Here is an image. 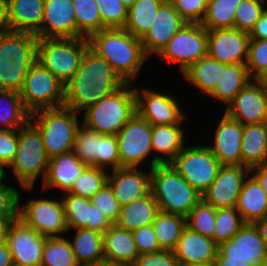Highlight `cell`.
<instances>
[{
	"instance_id": "6da1fadb",
	"label": "cell",
	"mask_w": 267,
	"mask_h": 266,
	"mask_svg": "<svg viewBox=\"0 0 267 266\" xmlns=\"http://www.w3.org/2000/svg\"><path fill=\"white\" fill-rule=\"evenodd\" d=\"M124 84L111 65L88 48L76 73L64 85V106L75 112L85 110Z\"/></svg>"
},
{
	"instance_id": "7a4b0ae2",
	"label": "cell",
	"mask_w": 267,
	"mask_h": 266,
	"mask_svg": "<svg viewBox=\"0 0 267 266\" xmlns=\"http://www.w3.org/2000/svg\"><path fill=\"white\" fill-rule=\"evenodd\" d=\"M89 48L105 59L125 83H131L147 56L141 40L123 28H107L91 34Z\"/></svg>"
},
{
	"instance_id": "3957f363",
	"label": "cell",
	"mask_w": 267,
	"mask_h": 266,
	"mask_svg": "<svg viewBox=\"0 0 267 266\" xmlns=\"http://www.w3.org/2000/svg\"><path fill=\"white\" fill-rule=\"evenodd\" d=\"M38 37L22 32L0 34V89L20 93L30 68L37 62Z\"/></svg>"
},
{
	"instance_id": "277c9868",
	"label": "cell",
	"mask_w": 267,
	"mask_h": 266,
	"mask_svg": "<svg viewBox=\"0 0 267 266\" xmlns=\"http://www.w3.org/2000/svg\"><path fill=\"white\" fill-rule=\"evenodd\" d=\"M151 192L159 211L184 217L203 199L170 163L151 169Z\"/></svg>"
},
{
	"instance_id": "5b68a950",
	"label": "cell",
	"mask_w": 267,
	"mask_h": 266,
	"mask_svg": "<svg viewBox=\"0 0 267 266\" xmlns=\"http://www.w3.org/2000/svg\"><path fill=\"white\" fill-rule=\"evenodd\" d=\"M85 110L82 123L85 127L100 134L117 135L137 113L134 88H130V83H125Z\"/></svg>"
},
{
	"instance_id": "8992f818",
	"label": "cell",
	"mask_w": 267,
	"mask_h": 266,
	"mask_svg": "<svg viewBox=\"0 0 267 266\" xmlns=\"http://www.w3.org/2000/svg\"><path fill=\"white\" fill-rule=\"evenodd\" d=\"M88 48L86 37L38 38L37 61L65 85L76 73Z\"/></svg>"
},
{
	"instance_id": "52a82bcc",
	"label": "cell",
	"mask_w": 267,
	"mask_h": 266,
	"mask_svg": "<svg viewBox=\"0 0 267 266\" xmlns=\"http://www.w3.org/2000/svg\"><path fill=\"white\" fill-rule=\"evenodd\" d=\"M32 123L30 120L18 129L16 155L9 165L21 187L28 190L33 188L40 174L45 178L49 162L41 134Z\"/></svg>"
},
{
	"instance_id": "ba28073f",
	"label": "cell",
	"mask_w": 267,
	"mask_h": 266,
	"mask_svg": "<svg viewBox=\"0 0 267 266\" xmlns=\"http://www.w3.org/2000/svg\"><path fill=\"white\" fill-rule=\"evenodd\" d=\"M40 112L42 113L40 114ZM37 115L40 117L36 118ZM34 118H36V125H33L41 134L49 158L73 150L77 129L79 128L77 112L62 106L39 110L31 114L30 120Z\"/></svg>"
},
{
	"instance_id": "9c48e42d",
	"label": "cell",
	"mask_w": 267,
	"mask_h": 266,
	"mask_svg": "<svg viewBox=\"0 0 267 266\" xmlns=\"http://www.w3.org/2000/svg\"><path fill=\"white\" fill-rule=\"evenodd\" d=\"M20 95L30 114L64 106V84L38 61L28 71Z\"/></svg>"
},
{
	"instance_id": "30bf717a",
	"label": "cell",
	"mask_w": 267,
	"mask_h": 266,
	"mask_svg": "<svg viewBox=\"0 0 267 266\" xmlns=\"http://www.w3.org/2000/svg\"><path fill=\"white\" fill-rule=\"evenodd\" d=\"M170 164L201 195L208 190L222 166L207 146L198 145L185 147Z\"/></svg>"
},
{
	"instance_id": "8fae6325",
	"label": "cell",
	"mask_w": 267,
	"mask_h": 266,
	"mask_svg": "<svg viewBox=\"0 0 267 266\" xmlns=\"http://www.w3.org/2000/svg\"><path fill=\"white\" fill-rule=\"evenodd\" d=\"M267 247L255 223H245L229 241L218 246L215 262L264 266Z\"/></svg>"
},
{
	"instance_id": "7c38bea8",
	"label": "cell",
	"mask_w": 267,
	"mask_h": 266,
	"mask_svg": "<svg viewBox=\"0 0 267 266\" xmlns=\"http://www.w3.org/2000/svg\"><path fill=\"white\" fill-rule=\"evenodd\" d=\"M208 30L200 23H186L167 43L159 56L178 62L182 73L207 56Z\"/></svg>"
},
{
	"instance_id": "4fadbf2b",
	"label": "cell",
	"mask_w": 267,
	"mask_h": 266,
	"mask_svg": "<svg viewBox=\"0 0 267 266\" xmlns=\"http://www.w3.org/2000/svg\"><path fill=\"white\" fill-rule=\"evenodd\" d=\"M120 167L136 168L152 152V125L136 113L117 133Z\"/></svg>"
},
{
	"instance_id": "5bb4252c",
	"label": "cell",
	"mask_w": 267,
	"mask_h": 266,
	"mask_svg": "<svg viewBox=\"0 0 267 266\" xmlns=\"http://www.w3.org/2000/svg\"><path fill=\"white\" fill-rule=\"evenodd\" d=\"M19 219L47 238L68 231L63 202L59 200L31 199L19 207Z\"/></svg>"
},
{
	"instance_id": "9a60e30c",
	"label": "cell",
	"mask_w": 267,
	"mask_h": 266,
	"mask_svg": "<svg viewBox=\"0 0 267 266\" xmlns=\"http://www.w3.org/2000/svg\"><path fill=\"white\" fill-rule=\"evenodd\" d=\"M47 237L27 226L21 219L12 221L7 230L14 266H41L43 247Z\"/></svg>"
},
{
	"instance_id": "2e32d148",
	"label": "cell",
	"mask_w": 267,
	"mask_h": 266,
	"mask_svg": "<svg viewBox=\"0 0 267 266\" xmlns=\"http://www.w3.org/2000/svg\"><path fill=\"white\" fill-rule=\"evenodd\" d=\"M250 168L240 165H222L217 177L202 195L203 200L216 209L236 207L239 194Z\"/></svg>"
},
{
	"instance_id": "e0dca14e",
	"label": "cell",
	"mask_w": 267,
	"mask_h": 266,
	"mask_svg": "<svg viewBox=\"0 0 267 266\" xmlns=\"http://www.w3.org/2000/svg\"><path fill=\"white\" fill-rule=\"evenodd\" d=\"M187 22L180 16L170 0H165L159 7L149 30L140 39L147 57L153 53L158 55L166 47L171 38Z\"/></svg>"
},
{
	"instance_id": "ac0fdd59",
	"label": "cell",
	"mask_w": 267,
	"mask_h": 266,
	"mask_svg": "<svg viewBox=\"0 0 267 266\" xmlns=\"http://www.w3.org/2000/svg\"><path fill=\"white\" fill-rule=\"evenodd\" d=\"M249 41V33L237 28L208 30L207 55L223 64L246 63Z\"/></svg>"
},
{
	"instance_id": "d6986e66",
	"label": "cell",
	"mask_w": 267,
	"mask_h": 266,
	"mask_svg": "<svg viewBox=\"0 0 267 266\" xmlns=\"http://www.w3.org/2000/svg\"><path fill=\"white\" fill-rule=\"evenodd\" d=\"M251 81L228 104L225 113L242 125L267 122V91L258 80Z\"/></svg>"
},
{
	"instance_id": "ffe728a7",
	"label": "cell",
	"mask_w": 267,
	"mask_h": 266,
	"mask_svg": "<svg viewBox=\"0 0 267 266\" xmlns=\"http://www.w3.org/2000/svg\"><path fill=\"white\" fill-rule=\"evenodd\" d=\"M136 95V111L151 125L179 124L184 115L180 111L176 99L170 95L144 90L143 95L134 88Z\"/></svg>"
},
{
	"instance_id": "44dd1931",
	"label": "cell",
	"mask_w": 267,
	"mask_h": 266,
	"mask_svg": "<svg viewBox=\"0 0 267 266\" xmlns=\"http://www.w3.org/2000/svg\"><path fill=\"white\" fill-rule=\"evenodd\" d=\"M62 202L68 230L86 228L104 234L113 225L89 199L67 193Z\"/></svg>"
},
{
	"instance_id": "7402d4cb",
	"label": "cell",
	"mask_w": 267,
	"mask_h": 266,
	"mask_svg": "<svg viewBox=\"0 0 267 266\" xmlns=\"http://www.w3.org/2000/svg\"><path fill=\"white\" fill-rule=\"evenodd\" d=\"M243 125L224 113L216 128L214 145L207 146L222 165L242 166Z\"/></svg>"
},
{
	"instance_id": "603a6c76",
	"label": "cell",
	"mask_w": 267,
	"mask_h": 266,
	"mask_svg": "<svg viewBox=\"0 0 267 266\" xmlns=\"http://www.w3.org/2000/svg\"><path fill=\"white\" fill-rule=\"evenodd\" d=\"M146 174L136 168L120 167L113 169L112 175H108L107 184L121 206L146 196L151 191V169Z\"/></svg>"
},
{
	"instance_id": "cb8c5ba5",
	"label": "cell",
	"mask_w": 267,
	"mask_h": 266,
	"mask_svg": "<svg viewBox=\"0 0 267 266\" xmlns=\"http://www.w3.org/2000/svg\"><path fill=\"white\" fill-rule=\"evenodd\" d=\"M41 38H77L73 0H45Z\"/></svg>"
},
{
	"instance_id": "d4e9b609",
	"label": "cell",
	"mask_w": 267,
	"mask_h": 266,
	"mask_svg": "<svg viewBox=\"0 0 267 266\" xmlns=\"http://www.w3.org/2000/svg\"><path fill=\"white\" fill-rule=\"evenodd\" d=\"M218 245L212 238L185 227L173 253L181 264L215 263Z\"/></svg>"
},
{
	"instance_id": "484cf974",
	"label": "cell",
	"mask_w": 267,
	"mask_h": 266,
	"mask_svg": "<svg viewBox=\"0 0 267 266\" xmlns=\"http://www.w3.org/2000/svg\"><path fill=\"white\" fill-rule=\"evenodd\" d=\"M45 0H7L10 31L41 38Z\"/></svg>"
},
{
	"instance_id": "4316f807",
	"label": "cell",
	"mask_w": 267,
	"mask_h": 266,
	"mask_svg": "<svg viewBox=\"0 0 267 266\" xmlns=\"http://www.w3.org/2000/svg\"><path fill=\"white\" fill-rule=\"evenodd\" d=\"M86 167L73 151L51 157L43 186L68 192Z\"/></svg>"
},
{
	"instance_id": "83f0119b",
	"label": "cell",
	"mask_w": 267,
	"mask_h": 266,
	"mask_svg": "<svg viewBox=\"0 0 267 266\" xmlns=\"http://www.w3.org/2000/svg\"><path fill=\"white\" fill-rule=\"evenodd\" d=\"M104 259L134 264L140 256L132 231L118 227L115 223L103 234Z\"/></svg>"
},
{
	"instance_id": "f1b7e54d",
	"label": "cell",
	"mask_w": 267,
	"mask_h": 266,
	"mask_svg": "<svg viewBox=\"0 0 267 266\" xmlns=\"http://www.w3.org/2000/svg\"><path fill=\"white\" fill-rule=\"evenodd\" d=\"M236 209L245 223H255L267 216V194L253 175L245 179Z\"/></svg>"
},
{
	"instance_id": "f546056e",
	"label": "cell",
	"mask_w": 267,
	"mask_h": 266,
	"mask_svg": "<svg viewBox=\"0 0 267 266\" xmlns=\"http://www.w3.org/2000/svg\"><path fill=\"white\" fill-rule=\"evenodd\" d=\"M180 124L181 122L172 125H152V150L168 157L155 156L150 162V169L160 163H170L184 149V136Z\"/></svg>"
},
{
	"instance_id": "4dcf8cb0",
	"label": "cell",
	"mask_w": 267,
	"mask_h": 266,
	"mask_svg": "<svg viewBox=\"0 0 267 266\" xmlns=\"http://www.w3.org/2000/svg\"><path fill=\"white\" fill-rule=\"evenodd\" d=\"M158 212V204L150 191L146 196L121 206L120 215L115 224L120 228L133 231L151 225Z\"/></svg>"
},
{
	"instance_id": "1f68e13d",
	"label": "cell",
	"mask_w": 267,
	"mask_h": 266,
	"mask_svg": "<svg viewBox=\"0 0 267 266\" xmlns=\"http://www.w3.org/2000/svg\"><path fill=\"white\" fill-rule=\"evenodd\" d=\"M241 153L242 166L267 163V122L243 125Z\"/></svg>"
},
{
	"instance_id": "d6a6232c",
	"label": "cell",
	"mask_w": 267,
	"mask_h": 266,
	"mask_svg": "<svg viewBox=\"0 0 267 266\" xmlns=\"http://www.w3.org/2000/svg\"><path fill=\"white\" fill-rule=\"evenodd\" d=\"M250 79L246 63H221V77L209 95L230 104Z\"/></svg>"
},
{
	"instance_id": "836d02e7",
	"label": "cell",
	"mask_w": 267,
	"mask_h": 266,
	"mask_svg": "<svg viewBox=\"0 0 267 266\" xmlns=\"http://www.w3.org/2000/svg\"><path fill=\"white\" fill-rule=\"evenodd\" d=\"M70 243L80 266H96L104 259L103 234L99 231L77 228L75 239Z\"/></svg>"
},
{
	"instance_id": "e575fe53",
	"label": "cell",
	"mask_w": 267,
	"mask_h": 266,
	"mask_svg": "<svg viewBox=\"0 0 267 266\" xmlns=\"http://www.w3.org/2000/svg\"><path fill=\"white\" fill-rule=\"evenodd\" d=\"M152 227L160 248L173 251L186 227V217L159 211Z\"/></svg>"
},
{
	"instance_id": "d590c367",
	"label": "cell",
	"mask_w": 267,
	"mask_h": 266,
	"mask_svg": "<svg viewBox=\"0 0 267 266\" xmlns=\"http://www.w3.org/2000/svg\"><path fill=\"white\" fill-rule=\"evenodd\" d=\"M165 0H137L127 12L124 30L141 39L151 27L160 5Z\"/></svg>"
},
{
	"instance_id": "8d00e7d4",
	"label": "cell",
	"mask_w": 267,
	"mask_h": 266,
	"mask_svg": "<svg viewBox=\"0 0 267 266\" xmlns=\"http://www.w3.org/2000/svg\"><path fill=\"white\" fill-rule=\"evenodd\" d=\"M183 74L187 81L209 95L221 77V62L207 55L192 64Z\"/></svg>"
},
{
	"instance_id": "74e56055",
	"label": "cell",
	"mask_w": 267,
	"mask_h": 266,
	"mask_svg": "<svg viewBox=\"0 0 267 266\" xmlns=\"http://www.w3.org/2000/svg\"><path fill=\"white\" fill-rule=\"evenodd\" d=\"M242 0H208L204 19L200 23L207 30L234 28L237 5Z\"/></svg>"
},
{
	"instance_id": "f35d334b",
	"label": "cell",
	"mask_w": 267,
	"mask_h": 266,
	"mask_svg": "<svg viewBox=\"0 0 267 266\" xmlns=\"http://www.w3.org/2000/svg\"><path fill=\"white\" fill-rule=\"evenodd\" d=\"M0 95L2 99L10 101L3 107L0 105V126H3V129H17L26 125L31 114L26 110L20 93L0 89Z\"/></svg>"
},
{
	"instance_id": "ab89813d",
	"label": "cell",
	"mask_w": 267,
	"mask_h": 266,
	"mask_svg": "<svg viewBox=\"0 0 267 266\" xmlns=\"http://www.w3.org/2000/svg\"><path fill=\"white\" fill-rule=\"evenodd\" d=\"M73 8L77 38H88L91 34L102 30L100 12L95 0H73Z\"/></svg>"
},
{
	"instance_id": "60d3db41",
	"label": "cell",
	"mask_w": 267,
	"mask_h": 266,
	"mask_svg": "<svg viewBox=\"0 0 267 266\" xmlns=\"http://www.w3.org/2000/svg\"><path fill=\"white\" fill-rule=\"evenodd\" d=\"M41 266H80L74 256L70 241L65 238H47L43 247Z\"/></svg>"
},
{
	"instance_id": "b9f144b4",
	"label": "cell",
	"mask_w": 267,
	"mask_h": 266,
	"mask_svg": "<svg viewBox=\"0 0 267 266\" xmlns=\"http://www.w3.org/2000/svg\"><path fill=\"white\" fill-rule=\"evenodd\" d=\"M107 177L103 168L87 166L67 193L91 200L107 183Z\"/></svg>"
},
{
	"instance_id": "7bdbcfd3",
	"label": "cell",
	"mask_w": 267,
	"mask_h": 266,
	"mask_svg": "<svg viewBox=\"0 0 267 266\" xmlns=\"http://www.w3.org/2000/svg\"><path fill=\"white\" fill-rule=\"evenodd\" d=\"M216 213L217 209L202 199L186 216V227L202 236L213 238Z\"/></svg>"
},
{
	"instance_id": "ee69618b",
	"label": "cell",
	"mask_w": 267,
	"mask_h": 266,
	"mask_svg": "<svg viewBox=\"0 0 267 266\" xmlns=\"http://www.w3.org/2000/svg\"><path fill=\"white\" fill-rule=\"evenodd\" d=\"M244 224L245 222L236 207L217 209L215 229L212 239L219 246L221 243L233 238Z\"/></svg>"
},
{
	"instance_id": "f6af8a7d",
	"label": "cell",
	"mask_w": 267,
	"mask_h": 266,
	"mask_svg": "<svg viewBox=\"0 0 267 266\" xmlns=\"http://www.w3.org/2000/svg\"><path fill=\"white\" fill-rule=\"evenodd\" d=\"M77 129L73 152L87 166L96 167V154L98 153V138L102 135L97 131L88 129L83 124Z\"/></svg>"
},
{
	"instance_id": "bcb514c9",
	"label": "cell",
	"mask_w": 267,
	"mask_h": 266,
	"mask_svg": "<svg viewBox=\"0 0 267 266\" xmlns=\"http://www.w3.org/2000/svg\"><path fill=\"white\" fill-rule=\"evenodd\" d=\"M100 12L102 29L124 28L128 9L122 0H95Z\"/></svg>"
},
{
	"instance_id": "7dc6e473",
	"label": "cell",
	"mask_w": 267,
	"mask_h": 266,
	"mask_svg": "<svg viewBox=\"0 0 267 266\" xmlns=\"http://www.w3.org/2000/svg\"><path fill=\"white\" fill-rule=\"evenodd\" d=\"M263 10L264 4L259 0H242V2L237 5L234 28L250 33L255 23L261 17Z\"/></svg>"
},
{
	"instance_id": "c3c4849f",
	"label": "cell",
	"mask_w": 267,
	"mask_h": 266,
	"mask_svg": "<svg viewBox=\"0 0 267 266\" xmlns=\"http://www.w3.org/2000/svg\"><path fill=\"white\" fill-rule=\"evenodd\" d=\"M111 165L113 169L120 168L118 139L116 135L102 134L98 138L96 167L105 169L106 166Z\"/></svg>"
},
{
	"instance_id": "681fc988",
	"label": "cell",
	"mask_w": 267,
	"mask_h": 266,
	"mask_svg": "<svg viewBox=\"0 0 267 266\" xmlns=\"http://www.w3.org/2000/svg\"><path fill=\"white\" fill-rule=\"evenodd\" d=\"M246 65L253 80L267 71V39H250Z\"/></svg>"
},
{
	"instance_id": "f907efd6",
	"label": "cell",
	"mask_w": 267,
	"mask_h": 266,
	"mask_svg": "<svg viewBox=\"0 0 267 266\" xmlns=\"http://www.w3.org/2000/svg\"><path fill=\"white\" fill-rule=\"evenodd\" d=\"M91 202L98 207L114 224L120 215L121 205L114 197L110 186L106 183L91 199Z\"/></svg>"
},
{
	"instance_id": "816d5d0a",
	"label": "cell",
	"mask_w": 267,
	"mask_h": 266,
	"mask_svg": "<svg viewBox=\"0 0 267 266\" xmlns=\"http://www.w3.org/2000/svg\"><path fill=\"white\" fill-rule=\"evenodd\" d=\"M187 23H201L204 19L208 0H170Z\"/></svg>"
},
{
	"instance_id": "f5cc1de1",
	"label": "cell",
	"mask_w": 267,
	"mask_h": 266,
	"mask_svg": "<svg viewBox=\"0 0 267 266\" xmlns=\"http://www.w3.org/2000/svg\"><path fill=\"white\" fill-rule=\"evenodd\" d=\"M14 187H8L0 182V219L19 218V197Z\"/></svg>"
},
{
	"instance_id": "db71d44e",
	"label": "cell",
	"mask_w": 267,
	"mask_h": 266,
	"mask_svg": "<svg viewBox=\"0 0 267 266\" xmlns=\"http://www.w3.org/2000/svg\"><path fill=\"white\" fill-rule=\"evenodd\" d=\"M139 255L162 250L158 244L152 224L132 231Z\"/></svg>"
},
{
	"instance_id": "11a10c76",
	"label": "cell",
	"mask_w": 267,
	"mask_h": 266,
	"mask_svg": "<svg viewBox=\"0 0 267 266\" xmlns=\"http://www.w3.org/2000/svg\"><path fill=\"white\" fill-rule=\"evenodd\" d=\"M16 150V129H3L0 127V164L3 167H9L15 158Z\"/></svg>"
},
{
	"instance_id": "9f6ffc18",
	"label": "cell",
	"mask_w": 267,
	"mask_h": 266,
	"mask_svg": "<svg viewBox=\"0 0 267 266\" xmlns=\"http://www.w3.org/2000/svg\"><path fill=\"white\" fill-rule=\"evenodd\" d=\"M134 266H180L173 251L160 250L148 254L140 255Z\"/></svg>"
},
{
	"instance_id": "6f0895ef",
	"label": "cell",
	"mask_w": 267,
	"mask_h": 266,
	"mask_svg": "<svg viewBox=\"0 0 267 266\" xmlns=\"http://www.w3.org/2000/svg\"><path fill=\"white\" fill-rule=\"evenodd\" d=\"M250 39L263 40L267 39V9L265 8L261 17L255 23L253 29L249 33Z\"/></svg>"
},
{
	"instance_id": "680465c9",
	"label": "cell",
	"mask_w": 267,
	"mask_h": 266,
	"mask_svg": "<svg viewBox=\"0 0 267 266\" xmlns=\"http://www.w3.org/2000/svg\"><path fill=\"white\" fill-rule=\"evenodd\" d=\"M250 170H254L252 175L258 180L263 190L267 194V163L254 166Z\"/></svg>"
},
{
	"instance_id": "91938a15",
	"label": "cell",
	"mask_w": 267,
	"mask_h": 266,
	"mask_svg": "<svg viewBox=\"0 0 267 266\" xmlns=\"http://www.w3.org/2000/svg\"><path fill=\"white\" fill-rule=\"evenodd\" d=\"M10 31L7 0H0V34Z\"/></svg>"
},
{
	"instance_id": "94428289",
	"label": "cell",
	"mask_w": 267,
	"mask_h": 266,
	"mask_svg": "<svg viewBox=\"0 0 267 266\" xmlns=\"http://www.w3.org/2000/svg\"><path fill=\"white\" fill-rule=\"evenodd\" d=\"M0 266H14L7 241L0 243Z\"/></svg>"
},
{
	"instance_id": "6125c7cd",
	"label": "cell",
	"mask_w": 267,
	"mask_h": 266,
	"mask_svg": "<svg viewBox=\"0 0 267 266\" xmlns=\"http://www.w3.org/2000/svg\"><path fill=\"white\" fill-rule=\"evenodd\" d=\"M255 225L259 229V232L261 234V238L265 242V245L267 247V216H265L262 219H259L255 222Z\"/></svg>"
},
{
	"instance_id": "be15d7a7",
	"label": "cell",
	"mask_w": 267,
	"mask_h": 266,
	"mask_svg": "<svg viewBox=\"0 0 267 266\" xmlns=\"http://www.w3.org/2000/svg\"><path fill=\"white\" fill-rule=\"evenodd\" d=\"M14 220L16 219H0V243L6 241L8 227Z\"/></svg>"
},
{
	"instance_id": "e7e4bbea",
	"label": "cell",
	"mask_w": 267,
	"mask_h": 266,
	"mask_svg": "<svg viewBox=\"0 0 267 266\" xmlns=\"http://www.w3.org/2000/svg\"><path fill=\"white\" fill-rule=\"evenodd\" d=\"M96 266H134L133 264L125 262H117L103 259Z\"/></svg>"
},
{
	"instance_id": "03108f58",
	"label": "cell",
	"mask_w": 267,
	"mask_h": 266,
	"mask_svg": "<svg viewBox=\"0 0 267 266\" xmlns=\"http://www.w3.org/2000/svg\"><path fill=\"white\" fill-rule=\"evenodd\" d=\"M216 266H258V265H254V264H249V263H242V264H238V263H234V262H215Z\"/></svg>"
},
{
	"instance_id": "003e7915",
	"label": "cell",
	"mask_w": 267,
	"mask_h": 266,
	"mask_svg": "<svg viewBox=\"0 0 267 266\" xmlns=\"http://www.w3.org/2000/svg\"><path fill=\"white\" fill-rule=\"evenodd\" d=\"M263 88L267 91V71L263 73L258 79H257Z\"/></svg>"
},
{
	"instance_id": "a7ac6f4b",
	"label": "cell",
	"mask_w": 267,
	"mask_h": 266,
	"mask_svg": "<svg viewBox=\"0 0 267 266\" xmlns=\"http://www.w3.org/2000/svg\"><path fill=\"white\" fill-rule=\"evenodd\" d=\"M180 266H216L215 263H194V264H181Z\"/></svg>"
},
{
	"instance_id": "89a4df30",
	"label": "cell",
	"mask_w": 267,
	"mask_h": 266,
	"mask_svg": "<svg viewBox=\"0 0 267 266\" xmlns=\"http://www.w3.org/2000/svg\"><path fill=\"white\" fill-rule=\"evenodd\" d=\"M137 0H122L124 6L129 9L133 6V4L136 2Z\"/></svg>"
},
{
	"instance_id": "2644e50d",
	"label": "cell",
	"mask_w": 267,
	"mask_h": 266,
	"mask_svg": "<svg viewBox=\"0 0 267 266\" xmlns=\"http://www.w3.org/2000/svg\"><path fill=\"white\" fill-rule=\"evenodd\" d=\"M4 172H5L4 167L0 164V182L3 180L5 174Z\"/></svg>"
},
{
	"instance_id": "8c879c8a",
	"label": "cell",
	"mask_w": 267,
	"mask_h": 266,
	"mask_svg": "<svg viewBox=\"0 0 267 266\" xmlns=\"http://www.w3.org/2000/svg\"><path fill=\"white\" fill-rule=\"evenodd\" d=\"M261 3L263 2V4L265 3L266 0H259Z\"/></svg>"
}]
</instances>
